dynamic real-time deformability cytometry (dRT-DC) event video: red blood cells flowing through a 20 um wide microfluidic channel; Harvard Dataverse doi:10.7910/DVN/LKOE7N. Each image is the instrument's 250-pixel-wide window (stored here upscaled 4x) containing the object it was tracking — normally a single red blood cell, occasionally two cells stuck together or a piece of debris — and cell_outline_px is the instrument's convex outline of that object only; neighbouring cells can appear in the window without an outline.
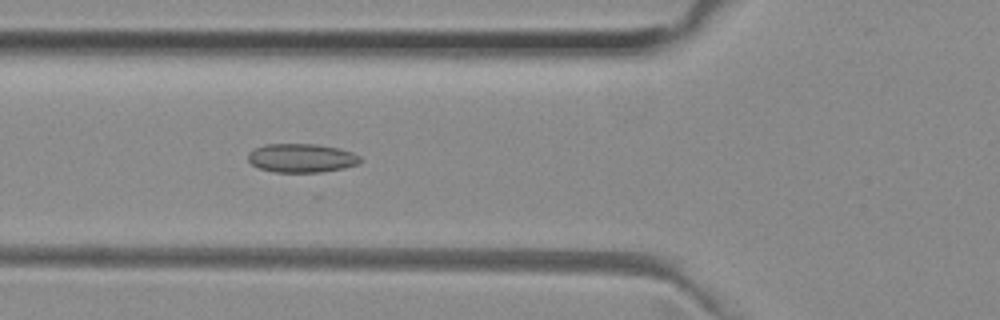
{"species": "common noctule bat (a hibernating species)", "species_latin": "Nyctalus noctula", "temperature_condition": "room temperature", "stored_images_in_passage": 28, "camera_frame_rate_fps": 3000, "um_per_image_px": 0.085, "animal": {"sex": "female", "body_mass_g": 29.2, "forearm_length_mm": 56.3}, "frame": {"image": 1, "passage_image": 18, "time_ms": 5.667, "image_size_px": [1000, 320], "cell_outline_px": [[364, 160], [360, 164], [344, 168], [320, 172], [272, 172], [260, 168], [252, 164], [248, 160], [248, 152], [264, 144], [316, 144], [340, 148], [352, 152], [360, 156]], "centroid_in_image_um": [25.67, 13.43], "position_along_channel_um": 100.1, "area_um2": 19.02}}
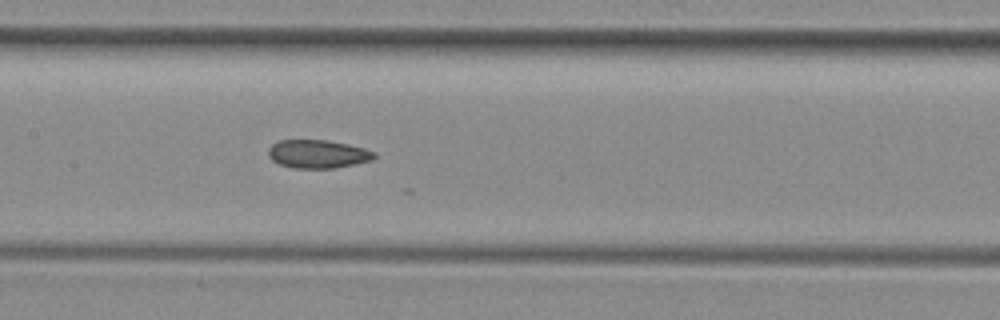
{"frame": {"image": 2, "passage_image": 24, "time_ms": 7.667, "image_size_px": [1000, 320], "cell_outline_px": [[376, 156], [372, 160], [356, 164], [336, 168], [292, 168], [280, 164], [272, 160], [268, 156], [268, 148], [272, 144], [280, 140], [324, 140], [348, 144], [364, 148], [376, 152]], "centroid_in_image_um": [27.02, 13.09], "position_along_channel_um": 180.4, "area_um2": 17.57}}
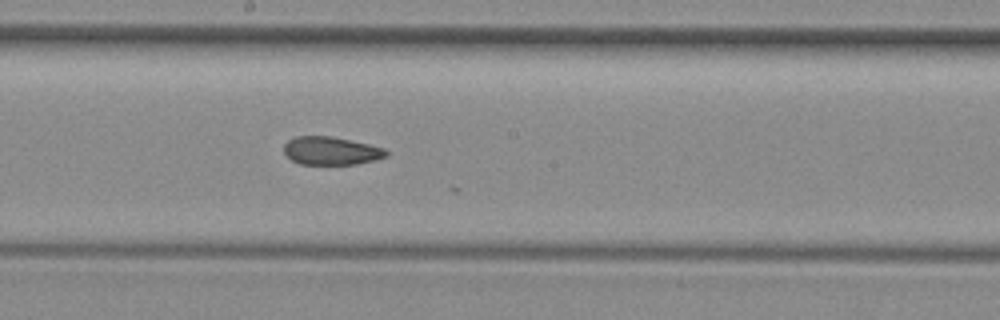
{"frame": {"image": 3, "passage_image": 27, "time_ms": 8.667, "image_size_px": [1000, 320], "cell_outline_px": [[388, 156], [356, 164], [300, 164], [292, 160], [284, 152], [284, 144], [288, 140], [296, 136], [332, 136], [368, 144], [384, 148], [388, 152]], "centroid_in_image_um": [28.13, 12.81], "position_along_channel_um": 220.1, "area_um2": 16.65}}